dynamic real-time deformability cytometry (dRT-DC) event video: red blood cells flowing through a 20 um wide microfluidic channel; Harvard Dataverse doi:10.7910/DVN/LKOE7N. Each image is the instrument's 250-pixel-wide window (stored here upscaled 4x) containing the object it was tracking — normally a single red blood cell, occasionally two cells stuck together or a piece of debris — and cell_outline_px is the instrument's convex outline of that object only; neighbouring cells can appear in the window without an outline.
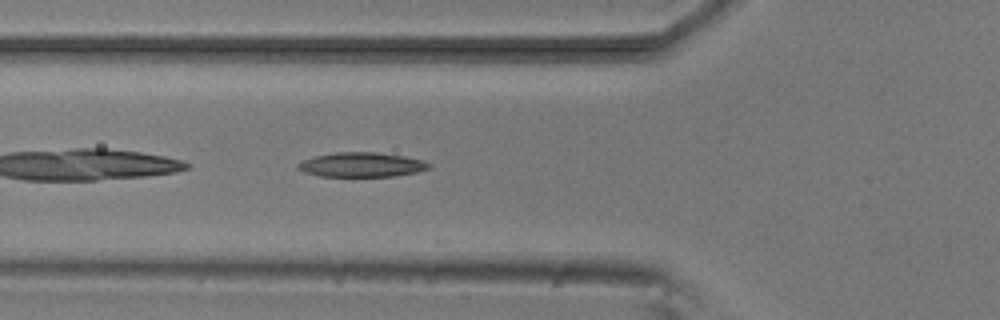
{"species": "common noctule bat (a hibernating species)", "species_latin": "Nyctalus noctula", "temperature_condition": "room temperature", "stored_images_in_passage": 51, "camera_frame_rate_fps": 3000, "um_per_image_px": 0.085, "animal": {"sex": "male", "body_mass_g": 20.5, "forearm_length_mm": 52.5}, "frame": {"image": 1, "passage_image": 17, "time_ms": 5.333, "image_size_px": [1000, 320], "cell_outline_px": [[432, 168], [416, 172], [392, 176], [320, 176], [304, 172], [296, 168], [296, 164], [304, 160], [316, 156], [336, 152], [376, 152], [404, 156], [420, 160], [432, 164]], "centroid_in_image_um": [30.73, 14.0], "position_along_channel_um": 95.1, "area_um2": 18.61}}
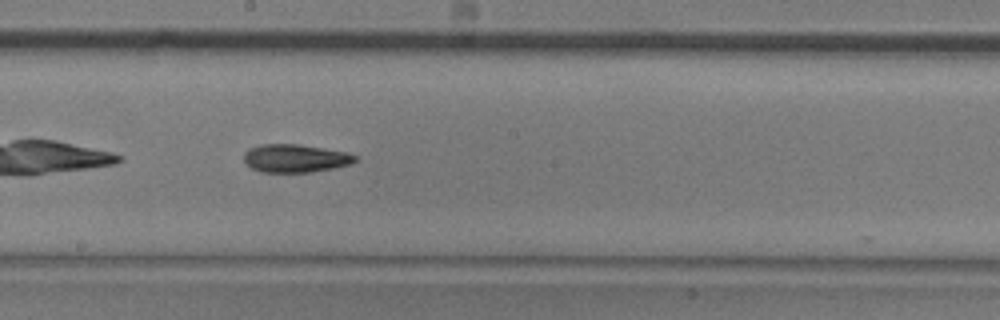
{"frame": {"image": 2, "passage_image": 27, "time_ms": 8.667, "image_size_px": [1000, 320], "cell_outline_px": [[356, 160], [352, 164], [312, 172], [260, 172], [244, 164], [244, 152], [248, 148], [260, 144], [296, 144], [348, 152], [356, 156]], "centroid_in_image_um": [25.06, 13.45], "position_along_channel_um": 223.1, "area_um2": 18.32}}
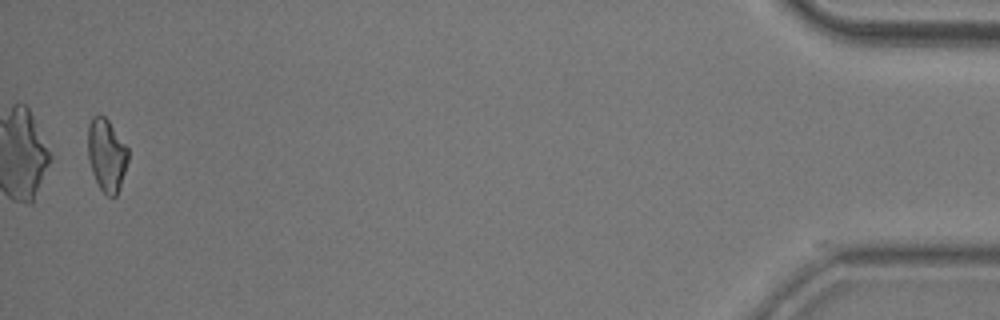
{"frame": {"image": 3, "passage_image": 50, "time_ms": 16.333, "image_size_px": [1000, 320], "cell_outline_px": [[128, 160], [116, 196], [108, 196], [100, 188], [92, 172], [88, 160], [88, 124], [92, 116], [104, 116], [108, 120], [128, 148]], "centroid_in_image_um": [9.04, 13.16], "position_along_channel_um": 426.2, "area_um2": 16.76}, "authors_computed_cell_mechanics": {"area_um2": 18.1492, "velocity_mm_per_s": 3.8156, "shape_relaxation_time_tau1_ms": null, "shape_relaxation_time_tau2_ms": 9.1361, "deformation_change_tau1": null, "deformation_change_tau2": 0.2096}}